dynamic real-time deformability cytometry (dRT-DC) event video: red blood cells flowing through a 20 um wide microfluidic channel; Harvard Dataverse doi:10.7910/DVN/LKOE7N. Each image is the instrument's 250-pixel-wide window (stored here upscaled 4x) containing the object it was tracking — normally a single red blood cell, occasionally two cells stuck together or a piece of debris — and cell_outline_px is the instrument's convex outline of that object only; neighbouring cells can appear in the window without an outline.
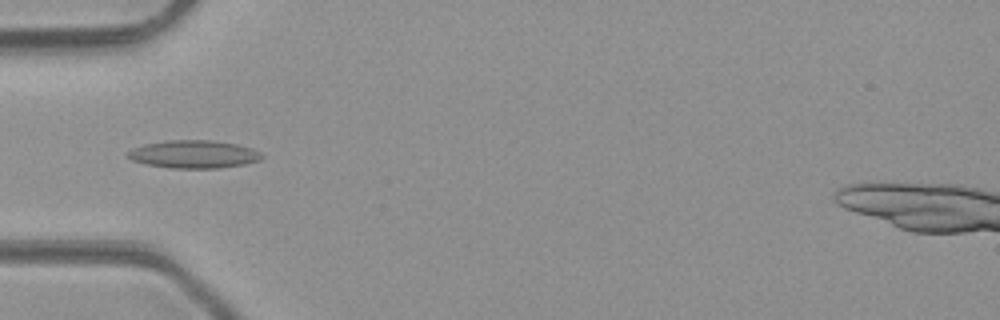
{"species": "common noctule bat (a hibernating species)", "species_latin": "Nyctalus noctula", "temperature_condition": "room temperature", "stored_images_in_passage": 5, "camera_frame_rate_fps": 3000, "um_per_image_px": 0.085, "animal": {"sex": "male", "body_mass_g": 23.1, "forearm_length_mm": 52.7}, "frame": {"image": 1, "passage_image": 3, "time_ms": 0.667, "image_size_px": [1000, 320], "cell_outline_px": [[264, 156], [260, 160], [244, 164], [220, 168], [168, 168], [148, 164], [132, 160], [128, 156], [128, 152], [132, 148], [144, 144], [168, 140], [208, 140], [236, 144], [252, 148], [260, 152]], "centroid_in_image_um": [16.48, 13.11], "position_along_channel_um": 68.5, "area_um2": 21.68}}